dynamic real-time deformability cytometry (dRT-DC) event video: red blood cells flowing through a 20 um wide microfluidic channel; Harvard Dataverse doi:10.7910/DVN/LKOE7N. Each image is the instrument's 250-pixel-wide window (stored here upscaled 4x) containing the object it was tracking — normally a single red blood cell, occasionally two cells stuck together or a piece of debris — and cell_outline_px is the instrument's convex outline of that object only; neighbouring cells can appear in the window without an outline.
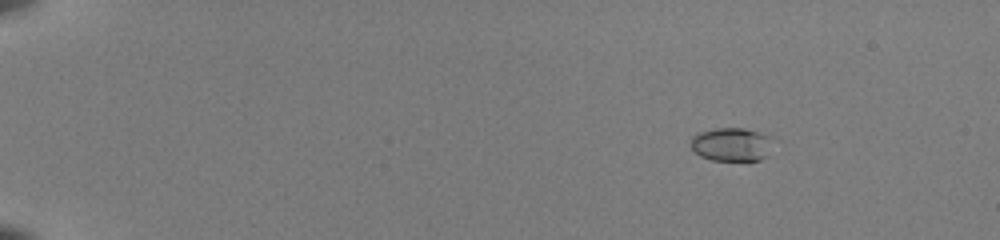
{"species": "common noctule bat (a hibernating species)", "species_latin": "Nyctalus noctula", "temperature_condition": "room temperature", "stored_images_in_passage": 50, "camera_frame_rate_fps": 3000, "um_per_image_px": 0.085, "animal": {"sex": "female", "body_mass_g": 22.0, "forearm_length_mm": 56.7}, "frame": {"image": 1, "passage_image": 5, "time_ms": 1.333, "image_size_px": [1000, 240], "cell_outline_px": [[768, 156], [760, 160], [712, 160], [700, 156], [692, 148], [692, 136], [700, 132], [716, 128], [744, 128], [768, 136]], "centroid_in_image_um": [62.12, 12.28], "position_along_channel_um": 22.9, "area_um2": 15.55}}
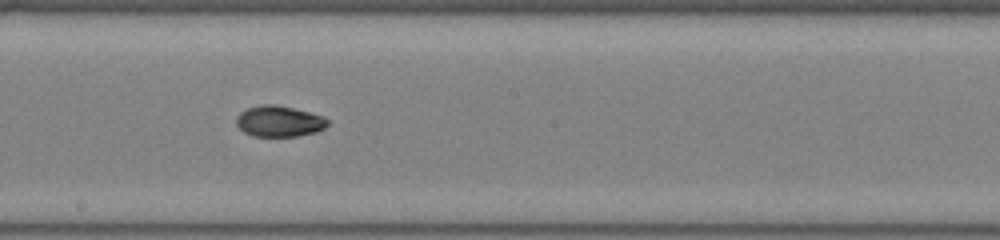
{"frame": {"image": 2, "passage_image": 30, "time_ms": 9.667, "image_size_px": [1000, 240], "cell_outline_px": [[328, 124], [324, 128], [316, 132], [296, 136], [252, 136], [244, 132], [236, 124], [236, 120], [240, 112], [248, 108], [260, 104], [276, 104], [308, 112], [320, 116], [328, 120]], "centroid_in_image_um": [23.7, 10.31], "position_along_channel_um": 224.5, "area_um2": 16.3}}
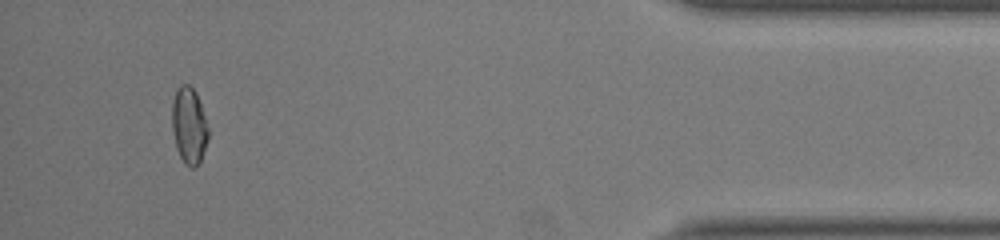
{"frame": {"image": 3, "passage_image": 48, "time_ms": 15.667, "image_size_px": [1000, 240], "cell_outline_px": [[208, 140], [200, 160], [196, 168], [192, 168], [184, 164], [176, 148], [172, 132], [172, 104], [176, 88], [180, 84], [188, 84], [196, 92], [208, 128]], "centroid_in_image_um": [16.05, 10.68], "position_along_channel_um": 419.2, "area_um2": 16.18}, "authors_computed_cell_mechanics": {"area_um2": 16.0106, "velocity_mm_per_s": 4.0122, "shape_relaxation_time_tau1_ms": 4.0344, "shape_relaxation_time_tau2_ms": 3.4227, "deformation_change_tau1": 0.1613, "deformation_change_tau2": 0.0622}}